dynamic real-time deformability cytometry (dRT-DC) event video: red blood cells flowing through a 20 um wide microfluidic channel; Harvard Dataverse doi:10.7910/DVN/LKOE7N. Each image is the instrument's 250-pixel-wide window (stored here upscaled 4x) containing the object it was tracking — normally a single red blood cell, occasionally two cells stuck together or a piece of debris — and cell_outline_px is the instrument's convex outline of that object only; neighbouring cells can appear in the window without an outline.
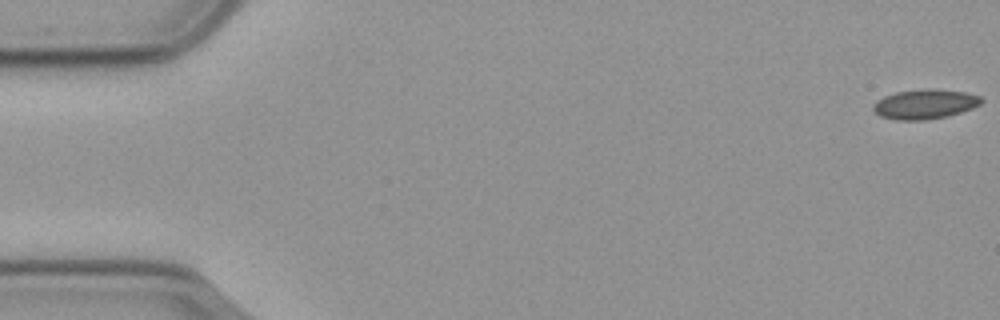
{"species": "common noctule bat (a hibernating species)", "species_latin": "Nyctalus noctula", "temperature_condition": "cold", "stored_images_in_passage": 55, "camera_frame_rate_fps": 3000, "um_per_image_px": 0.085, "animal": {"sex": "male", "body_mass_g": 23.1, "forearm_length_mm": 52.7}, "frame": {"image": 1, "passage_image": 1, "time_ms": 0.0, "image_size_px": [1000, 320], "cell_outline_px": [[984, 100], [980, 104], [972, 108], [948, 116], [928, 120], [896, 120], [880, 116], [872, 108], [872, 104], [876, 100], [884, 96], [896, 92], [924, 88], [936, 88], [964, 92], [980, 96]], "centroid_in_image_um": [78.6, 8.84], "position_along_channel_um": 6.4, "area_um2": 18.9}}
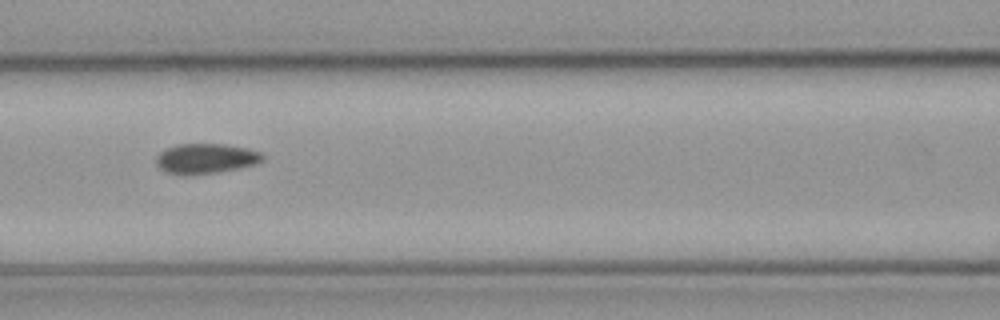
{"frame": {"image": 2, "passage_image": 25, "time_ms": 8.0, "image_size_px": [1000, 320], "cell_outline_px": [[264, 160], [256, 164], [240, 168], [220, 172], [184, 176], [164, 172], [156, 164], [156, 156], [160, 152], [176, 144], [224, 144], [248, 148], [260, 152], [264, 156]], "centroid_in_image_um": [17.49, 13.49], "position_along_channel_um": 149.1, "area_um2": 18.96}}
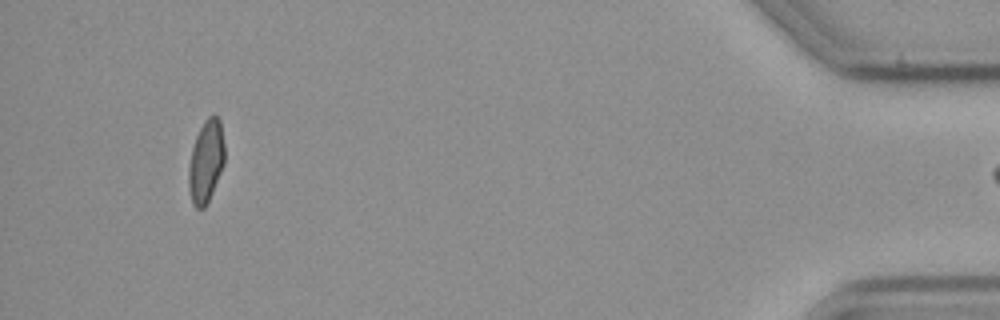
{"frame": {"image": 3, "passage_image": 54, "time_ms": 17.667, "image_size_px": [1000, 320], "cell_outline_px": [[224, 164], [212, 192], [204, 208], [196, 208], [192, 204], [188, 188], [188, 168], [192, 148], [196, 136], [204, 120], [212, 112], [220, 120], [224, 144]], "centroid_in_image_um": [17.5, 13.7], "position_along_channel_um": 417.7, "area_um2": 17.34}}